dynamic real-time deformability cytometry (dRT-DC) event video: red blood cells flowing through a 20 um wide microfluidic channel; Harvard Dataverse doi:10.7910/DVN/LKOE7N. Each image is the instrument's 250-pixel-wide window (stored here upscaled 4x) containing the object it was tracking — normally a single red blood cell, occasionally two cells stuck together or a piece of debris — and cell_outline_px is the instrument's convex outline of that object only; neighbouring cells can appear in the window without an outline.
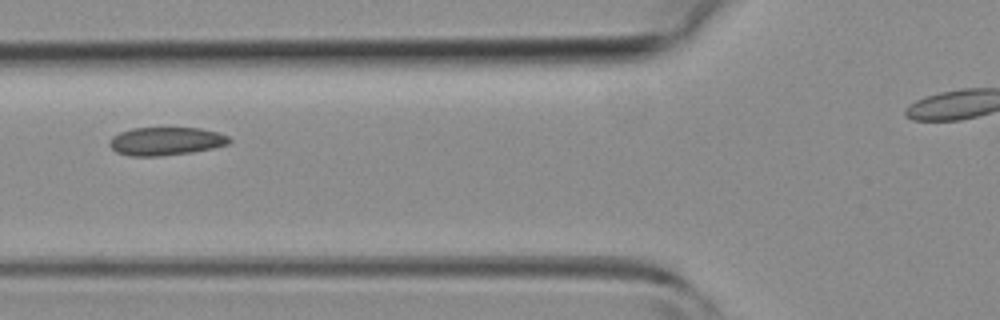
{"species": "common noctule bat (a hibernating species)", "species_latin": "Nyctalus noctula", "temperature_condition": "room temperature", "stored_images_in_passage": 6, "segment_of_instrument_passage": [1, 2], "camera_frame_rate_fps": 3000, "um_per_image_px": 0.085, "animal": {"sex": "female", "body_mass_g": 19.3, "forearm_length_mm": 54.1}, "frame": {"image": 1, "passage_image": 4, "time_ms": 4.333, "image_size_px": [1000, 320], "cell_outline_px": [[232, 140], [228, 144], [212, 148], [192, 152], [160, 156], [132, 156], [116, 152], [108, 144], [112, 136], [120, 132], [132, 128], [200, 128], [216, 132], [228, 136]], "centroid_in_image_um": [14.08, 12.0], "position_along_channel_um": 111.7, "area_um2": 19.59}}
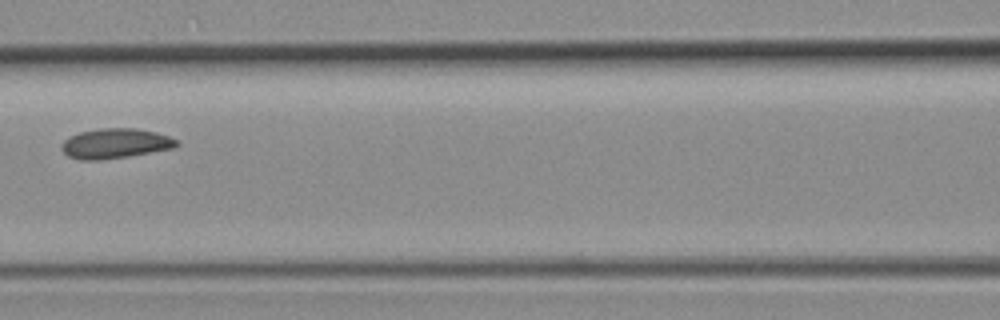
{"frame": {"image": 2, "passage_image": 5, "time_ms": 5.333, "image_size_px": [1000, 320], "cell_outline_px": [[180, 144], [176, 148], [128, 156], [96, 160], [80, 160], [68, 156], [60, 148], [64, 140], [68, 136], [80, 132], [100, 128], [136, 128], [156, 132], [168, 136], [176, 140]], "centroid_in_image_um": [9.8, 12.19], "position_along_channel_um": 156.8, "area_um2": 20.11}}